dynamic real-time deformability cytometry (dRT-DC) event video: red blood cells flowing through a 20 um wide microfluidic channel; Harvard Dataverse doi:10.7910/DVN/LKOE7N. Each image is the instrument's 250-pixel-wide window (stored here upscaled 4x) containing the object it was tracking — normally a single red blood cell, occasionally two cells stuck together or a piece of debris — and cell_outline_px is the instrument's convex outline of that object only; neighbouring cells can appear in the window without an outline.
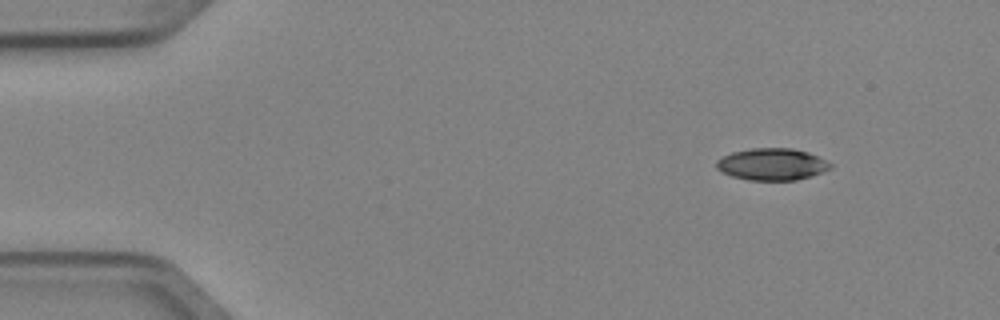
{"species": "Egyptian fruit bat (a non-hibernating species)", "species_latin": "Rousettus aegyptiacus", "temperature_condition": "cold", "stored_images_in_passage": 6, "camera_frame_rate_fps": 3000, "um_per_image_px": 0.085, "animal": {"sex": "female"}, "frame": {"image": 1, "passage_image": 1, "time_ms": 0.0, "image_size_px": [1000, 320], "cell_outline_px": [[832, 168], [812, 176], [796, 180], [748, 180], [732, 176], [716, 168], [716, 160], [732, 152], [752, 148], [792, 148], [808, 152], [832, 164]], "centroid_in_image_um": [65.62, 13.96], "position_along_channel_um": 19.4, "area_um2": 21.1}}
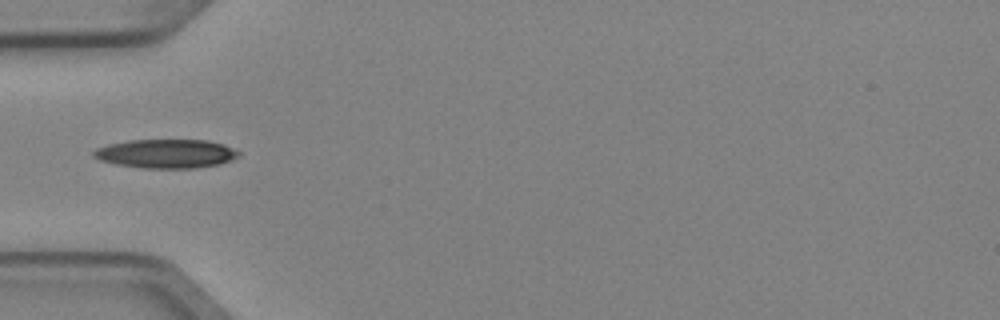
{"frame": {"image": 2, "passage_image": 4, "time_ms": 1.0, "image_size_px": [1000, 320], "cell_outline_px": [[240, 156], [232, 160], [220, 164], [192, 168], [144, 168], [116, 164], [100, 160], [92, 156], [92, 152], [96, 148], [108, 144], [128, 140], [208, 140], [224, 144], [240, 152]], "centroid_in_image_um": [14.12, 13.06], "position_along_channel_um": 70.9, "area_um2": 24.51}}
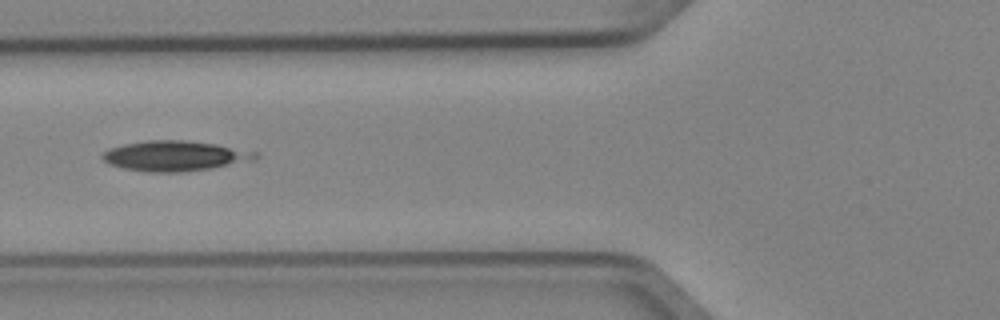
{"frame": {"image": 3, "passage_image": 5, "time_ms": 1.333, "image_size_px": [1000, 320], "cell_outline_px": [[260, 156], [256, 160], [212, 168], [180, 172], [148, 172], [124, 168], [108, 164], [100, 156], [108, 148], [124, 144], [148, 140], [184, 140], [216, 144], [260, 152]], "centroid_in_image_um": [14.9, 13.25], "position_along_channel_um": 110.9, "area_um2": 27.11}}